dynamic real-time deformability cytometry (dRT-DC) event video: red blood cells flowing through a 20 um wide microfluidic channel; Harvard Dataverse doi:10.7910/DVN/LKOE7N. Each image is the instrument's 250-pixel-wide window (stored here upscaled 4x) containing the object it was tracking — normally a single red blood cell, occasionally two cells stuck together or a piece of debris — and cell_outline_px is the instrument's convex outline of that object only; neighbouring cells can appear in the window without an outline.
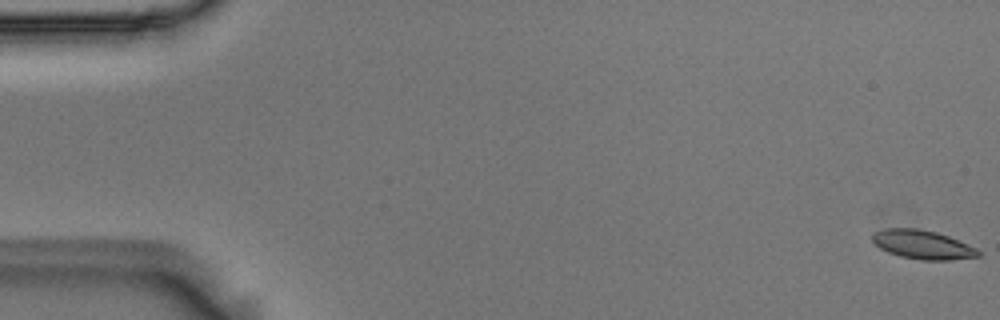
{"species": "Egyptian fruit bat (a non-hibernating species)", "species_latin": "Rousettus aegyptiacus", "temperature_condition": "room temperature", "stored_images_in_passage": 4, "camera_frame_rate_fps": 3000, "um_per_image_px": 0.085, "animal": {"sex": "male"}, "frame": {"image": 1, "passage_image": 1, "time_ms": 0.0, "image_size_px": [1000, 320], "cell_outline_px": [[980, 256], [952, 260], [920, 260], [900, 256], [888, 252], [880, 248], [872, 240], [872, 232], [884, 228], [916, 228], [936, 232], [948, 236], [976, 248], [980, 252]], "centroid_in_image_um": [78.39, 20.79], "position_along_channel_um": 6.6, "area_um2": 17.8}}